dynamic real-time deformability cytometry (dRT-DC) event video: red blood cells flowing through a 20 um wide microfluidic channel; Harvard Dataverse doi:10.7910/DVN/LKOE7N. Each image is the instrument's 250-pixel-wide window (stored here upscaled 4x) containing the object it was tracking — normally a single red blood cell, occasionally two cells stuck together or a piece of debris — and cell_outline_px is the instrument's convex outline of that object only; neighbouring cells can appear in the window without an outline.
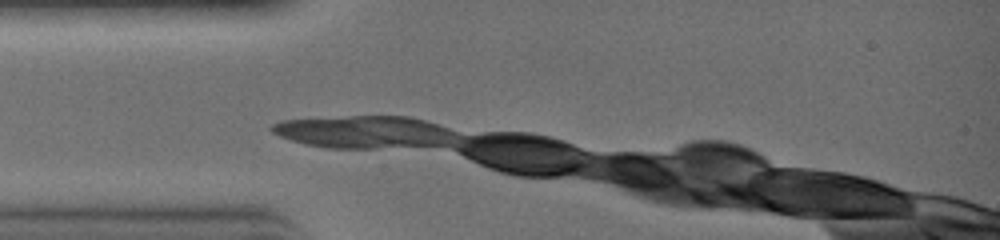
{"species": "common noctule bat (a hibernating species)", "species_latin": "Nyctalus noctula", "temperature_condition": "warm", "stored_images_in_passage": 3, "camera_frame_rate_fps": 3000, "um_per_image_px": 0.085, "animal": {"sex": "female", "body_mass_g": 19.0, "forearm_length_mm": 51.5}, "frame": {"image": 1, "passage_image": 1, "time_ms": 0.0, "image_size_px": [1000, 240], "cell_outline_px": [[256, 212], [128, 212], [108, 208], [124, 200], [252, 204], [256, 208]], "centroid_in_image_um": [15.37, 17.59], "position_along_channel_um": 69.6, "area_um2": 10.06}}